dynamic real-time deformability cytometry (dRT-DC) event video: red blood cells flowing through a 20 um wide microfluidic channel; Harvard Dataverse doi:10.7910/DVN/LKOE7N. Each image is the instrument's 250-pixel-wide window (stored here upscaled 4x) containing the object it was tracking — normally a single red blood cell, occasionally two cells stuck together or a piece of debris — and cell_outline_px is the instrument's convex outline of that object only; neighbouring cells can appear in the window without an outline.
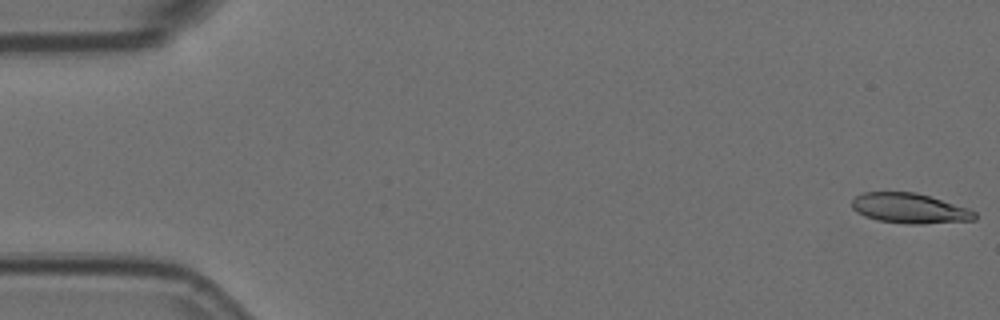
{"species": "Egyptian fruit bat (a non-hibernating species)", "species_latin": "Rousettus aegyptiacus", "temperature_condition": "room temperature", "stored_images_in_passage": 11, "camera_frame_rate_fps": 3000, "um_per_image_px": 0.085, "animal": {"sex": "female"}, "frame": {"image": 1, "passage_image": 1, "time_ms": 0.0, "image_size_px": [1000, 320], "cell_outline_px": [[976, 220], [920, 224], [904, 224], [876, 220], [864, 216], [856, 212], [852, 208], [852, 200], [856, 196], [864, 192], [916, 192], [968, 208], [976, 212]], "centroid_in_image_um": [77.3, 17.71], "position_along_channel_um": 7.7, "area_um2": 21.62}}
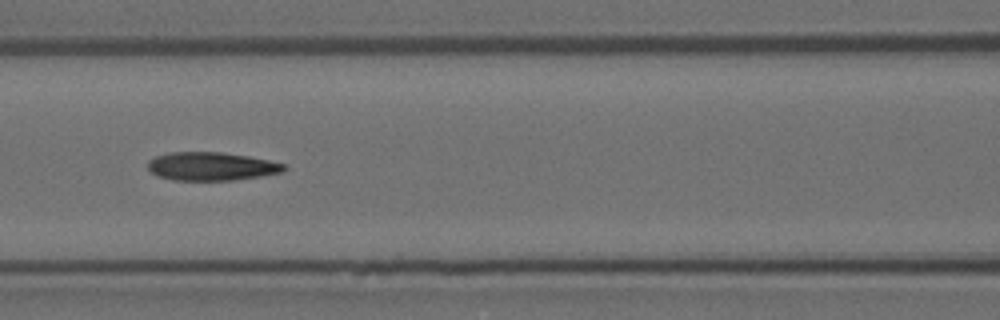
{"frame": {"image": 2, "passage_image": 7, "time_ms": 2.0, "image_size_px": [1000, 320], "cell_outline_px": [[288, 168], [284, 172], [260, 176], [232, 180], [172, 180], [156, 176], [148, 168], [148, 160], [156, 156], [172, 152], [220, 152], [248, 156], [268, 160], [284, 164]], "centroid_in_image_um": [17.96, 14.14], "position_along_channel_um": 148.6, "area_um2": 22.48}}
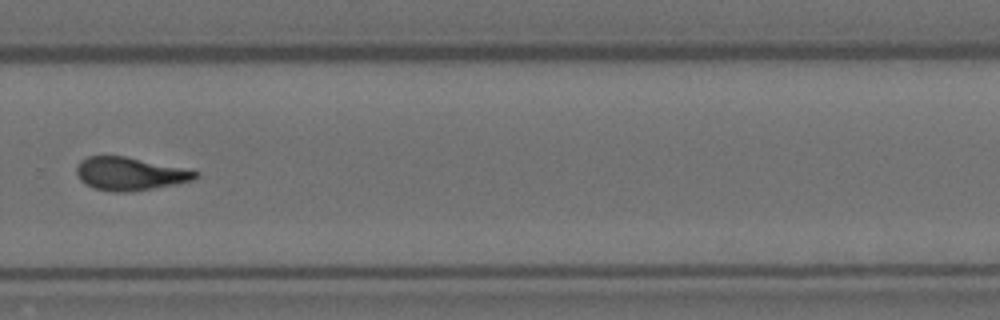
{"frame": {"image": 3, "passage_image": 11, "time_ms": 3.333, "image_size_px": [1000, 320], "cell_outline_px": [[200, 176], [192, 180], [152, 188], [128, 192], [112, 192], [96, 188], [80, 180], [76, 172], [76, 164], [80, 160], [88, 156], [124, 156], [200, 172]], "centroid_in_image_um": [10.99, 14.76], "position_along_channel_um": 318.8, "area_um2": 22.48}}